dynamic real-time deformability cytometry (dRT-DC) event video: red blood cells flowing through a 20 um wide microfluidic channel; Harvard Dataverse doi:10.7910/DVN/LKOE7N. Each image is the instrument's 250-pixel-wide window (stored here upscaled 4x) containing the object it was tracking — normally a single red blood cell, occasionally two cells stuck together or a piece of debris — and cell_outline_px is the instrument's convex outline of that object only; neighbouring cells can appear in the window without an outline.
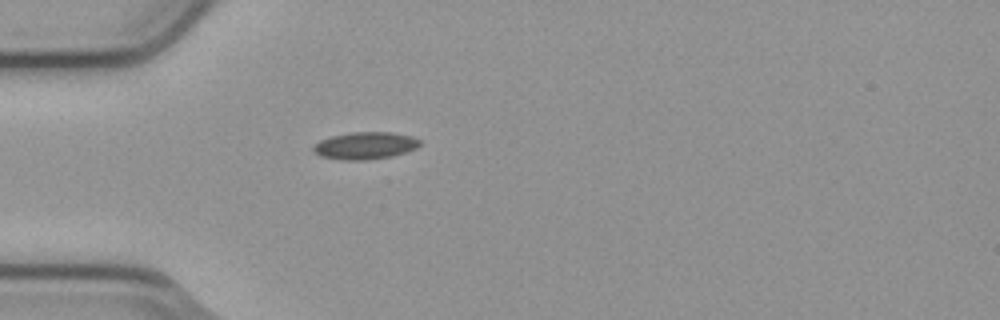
{"species": "common noctule bat (a hibernating species)", "species_latin": "Nyctalus noctula", "temperature_condition": "cold", "stored_images_in_passage": 1, "camera_frame_rate_fps": 3000, "um_per_image_px": 0.085, "animal": {"sex": "male", "body_mass_g": 23.1, "forearm_length_mm": 52.7}, "frame": {"image": 1, "passage_image": 1, "time_ms": 0.0, "image_size_px": [1000, 320], "cell_outline_px": [[420, 144], [416, 148], [392, 156], [364, 160], [348, 160], [320, 156], [312, 148], [320, 140], [332, 136], [352, 132], [392, 132], [412, 136], [420, 140]], "centroid_in_image_um": [31.06, 12.37], "position_along_channel_um": 53.9, "area_um2": 16.65}}